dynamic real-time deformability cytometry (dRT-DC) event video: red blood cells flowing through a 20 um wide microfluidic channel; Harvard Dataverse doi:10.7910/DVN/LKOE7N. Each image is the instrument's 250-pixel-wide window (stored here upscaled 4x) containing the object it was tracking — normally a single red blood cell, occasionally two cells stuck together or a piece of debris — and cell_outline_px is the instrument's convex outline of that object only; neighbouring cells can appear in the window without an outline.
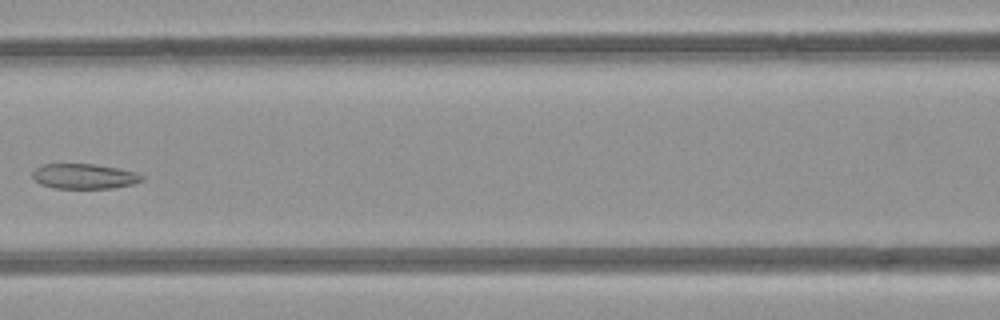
{"species": "common noctule bat (a hibernating species)", "species_latin": "Nyctalus noctula", "temperature_condition": "room temperature", "stored_images_in_passage": 7, "camera_frame_rate_fps": 3000, "um_per_image_px": 0.085, "animal": {"sex": "female", "body_mass_g": 21.9}, "frame": {"image": 1, "passage_image": 6, "time_ms": 6.0, "image_size_px": [1000, 320], "cell_outline_px": [[144, 180], [132, 184], [112, 188], [56, 188], [40, 184], [32, 176], [32, 172], [36, 168], [44, 164], [92, 164], [120, 168], [136, 172], [144, 176]], "centroid_in_image_um": [7.18, 14.98], "position_along_channel_um": 159.4, "area_um2": 15.95}}
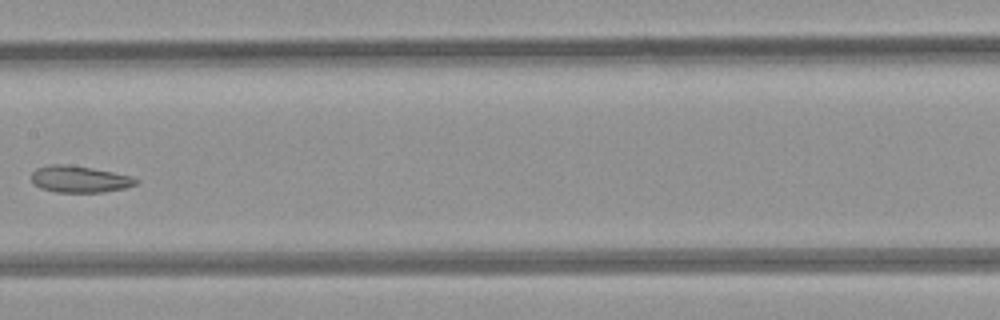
{"frame": {"image": 2, "passage_image": 7, "time_ms": 7.0, "image_size_px": [1000, 320], "cell_outline_px": [[140, 180], [136, 184], [124, 188], [100, 192], [56, 192], [40, 188], [32, 180], [32, 172], [36, 168], [48, 164], [64, 164], [92, 168], [132, 176]], "centroid_in_image_um": [6.75, 15.22], "position_along_channel_um": 200.6, "area_um2": 16.13}}